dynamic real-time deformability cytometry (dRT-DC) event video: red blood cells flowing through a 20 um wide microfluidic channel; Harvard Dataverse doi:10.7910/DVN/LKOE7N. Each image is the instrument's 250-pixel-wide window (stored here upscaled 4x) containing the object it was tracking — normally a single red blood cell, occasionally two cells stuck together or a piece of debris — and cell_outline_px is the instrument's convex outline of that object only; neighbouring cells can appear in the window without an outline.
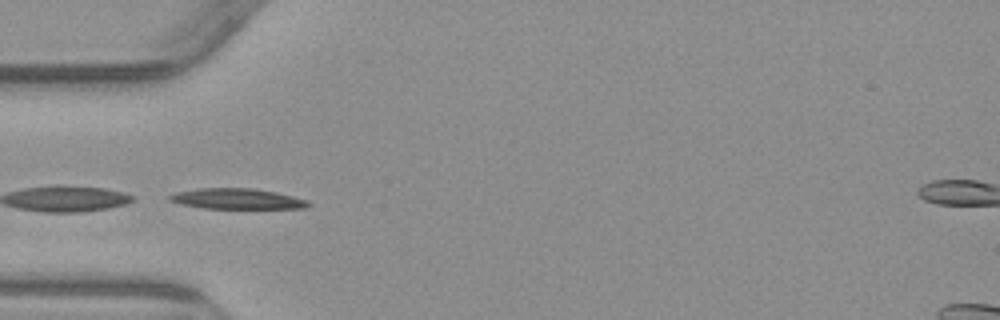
{"species": "common noctule bat (a hibernating species)", "species_latin": "Nyctalus noctula", "temperature_condition": "warm", "stored_images_in_passage": 6, "segment_of_instrument_passage": [2, 2], "camera_frame_rate_fps": 3000, "um_per_image_px": 0.085, "animal": {"sex": "male", "body_mass_g": 23.1, "forearm_length_mm": 52.7}, "frame": {"image": 1, "passage_image": 4, "time_ms": 4.333, "image_size_px": [1000, 320], "cell_outline_px": [[308, 204], [304, 208], [204, 208], [180, 204], [168, 200], [168, 196], [176, 192], [200, 188], [252, 188], [276, 192], [304, 200]], "centroid_in_image_um": [20.04, 16.89], "position_along_channel_um": 65.0, "area_um2": 16.24}}
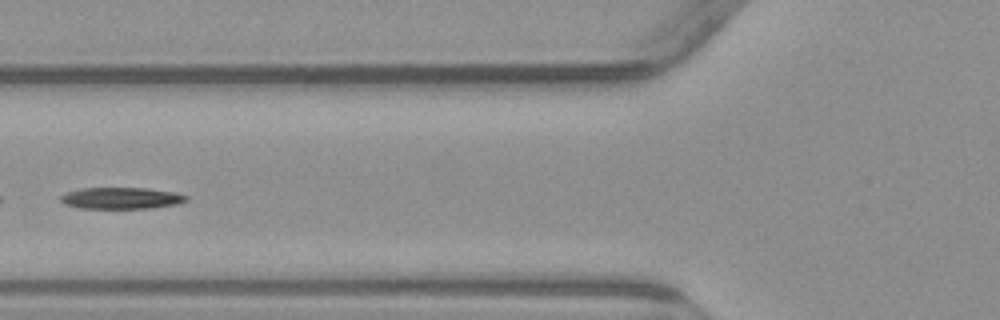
{"frame": {"image": 2, "passage_image": 5, "time_ms": 5.667, "image_size_px": [1000, 320], "cell_outline_px": [[188, 200], [180, 204], [152, 208], [80, 208], [64, 204], [60, 200], [60, 196], [64, 192], [80, 188], [144, 188], [172, 192], [188, 196]], "centroid_in_image_um": [10.28, 16.84], "position_along_channel_um": 115.5, "area_um2": 15.84}}
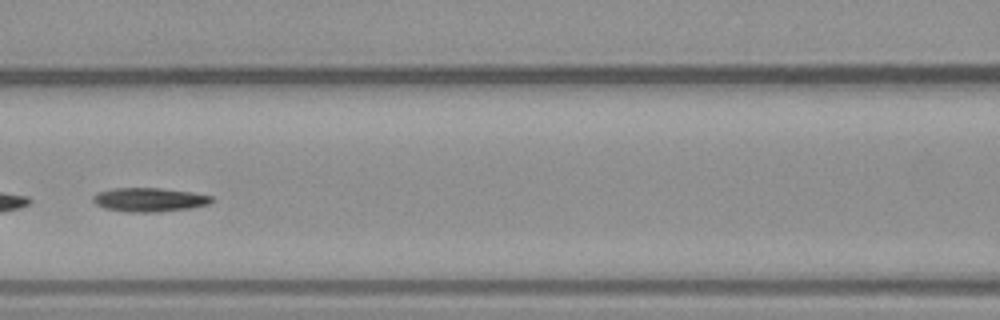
{"frame": {"image": 3, "passage_image": 6, "time_ms": 6.667, "image_size_px": [1000, 320], "cell_outline_px": [[212, 200], [208, 204], [188, 208], [160, 212], [128, 212], [104, 208], [96, 204], [92, 200], [92, 196], [96, 192], [116, 188], [160, 188], [192, 192], [212, 196]], "centroid_in_image_um": [12.65, 16.97], "position_along_channel_um": 154.0, "area_um2": 16.47}}